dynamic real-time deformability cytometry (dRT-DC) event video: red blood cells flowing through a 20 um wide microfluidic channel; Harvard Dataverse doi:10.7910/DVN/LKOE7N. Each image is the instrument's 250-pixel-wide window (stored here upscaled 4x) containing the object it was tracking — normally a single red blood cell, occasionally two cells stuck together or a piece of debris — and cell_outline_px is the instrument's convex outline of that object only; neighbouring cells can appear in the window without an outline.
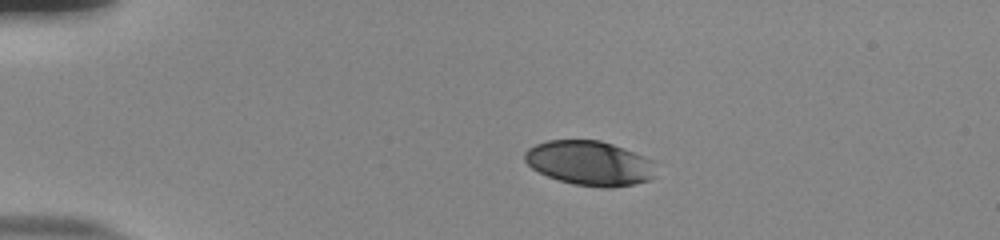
{"species": "human", "species_latin": "Homo sapiens", "temperature_condition": "room temperature", "stored_images_in_passage": 44, "camera_frame_rate_fps": 3000, "um_per_image_px": 0.085, "donor": {"sex": "male"}, "frame": {"image": 1, "passage_image": 1, "time_ms": 0.0, "image_size_px": [1000, 240], "cell_outline_px": [[652, 176], [648, 180], [632, 184], [612, 188], [604, 188], [572, 184], [548, 176], [532, 168], [524, 160], [524, 152], [528, 148], [536, 144], [548, 140], [600, 140], [612, 144], [644, 156], [652, 160]], "centroid_in_image_um": [50.06, 13.86], "position_along_channel_um": 34.9, "area_um2": 33.7}}
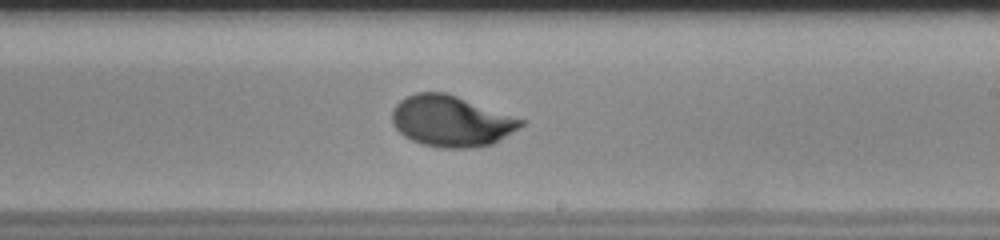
{"frame": {"image": 2, "passage_image": 23, "time_ms": 7.333, "image_size_px": [1000, 240], "cell_outline_px": [[524, 124], [492, 144], [476, 148], [440, 148], [424, 144], [412, 140], [404, 136], [392, 124], [392, 108], [400, 100], [416, 92], [444, 92], [456, 96], [524, 120]], "centroid_in_image_um": [38.3, 10.3], "position_along_channel_um": 250.7, "area_um2": 37.86}}
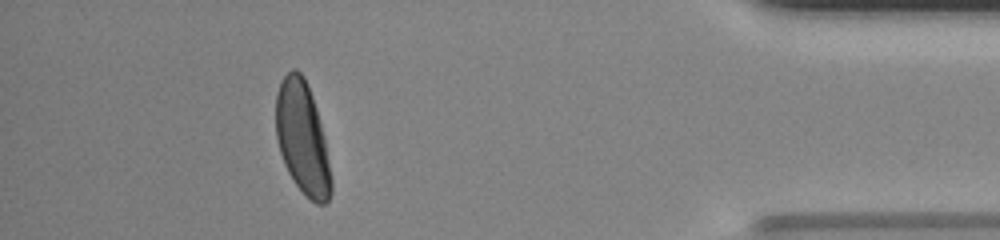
{"frame": {"image": 3, "passage_image": 39, "time_ms": 12.667, "image_size_px": [1000, 240], "cell_outline_px": [[332, 192], [328, 200], [324, 204], [316, 204], [296, 184], [288, 172], [284, 164], [280, 152], [276, 136], [276, 92], [280, 80], [292, 68], [296, 68], [304, 76], [312, 96], [316, 108], [324, 136], [332, 180]], "centroid_in_image_um": [25.7, 11.71], "position_along_channel_um": 409.5, "area_um2": 36.07}, "authors_computed_cell_mechanics": {"area_um2": 36.8186, "velocity_mm_per_s": 3.7894, "shape_relaxation_time_tau1_ms": 3.4093, "shape_relaxation_time_tau2_ms": null, "deformation_change_tau1": 0.167, "deformation_change_tau2": null}}